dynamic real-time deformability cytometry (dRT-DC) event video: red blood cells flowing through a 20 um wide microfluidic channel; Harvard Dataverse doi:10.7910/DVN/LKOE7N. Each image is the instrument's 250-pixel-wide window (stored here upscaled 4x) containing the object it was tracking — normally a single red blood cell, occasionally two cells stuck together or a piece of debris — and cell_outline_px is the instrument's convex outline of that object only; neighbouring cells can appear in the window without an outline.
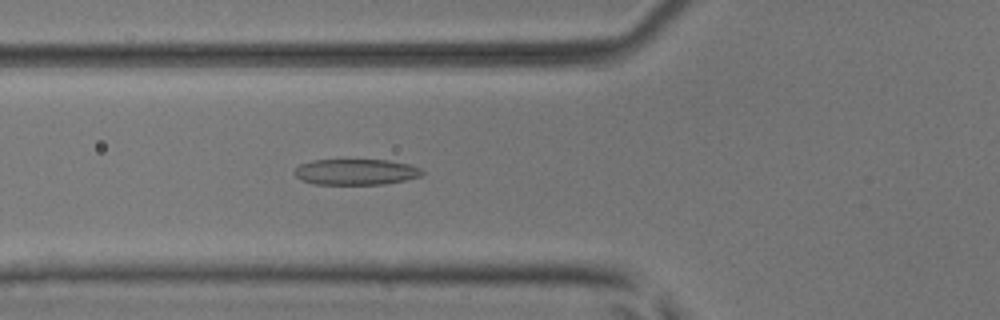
{"species": "common noctule bat (a hibernating species)", "species_latin": "Nyctalus noctula", "temperature_condition": "room temperature", "stored_images_in_passage": 53, "camera_frame_rate_fps": 3000, "um_per_image_px": 0.085, "animal": {"sex": "male", "body_mass_g": 17.9, "forearm_length_mm": 54.2}, "frame": {"image": 1, "passage_image": 20, "time_ms": 6.333, "image_size_px": [1000, 320], "cell_outline_px": [[424, 172], [420, 176], [404, 180], [384, 184], [312, 184], [300, 180], [296, 176], [296, 168], [300, 164], [312, 160], [388, 160], [408, 164], [420, 168]], "centroid_in_image_um": [30.23, 14.61], "position_along_channel_um": 95.6, "area_um2": 19.13}}
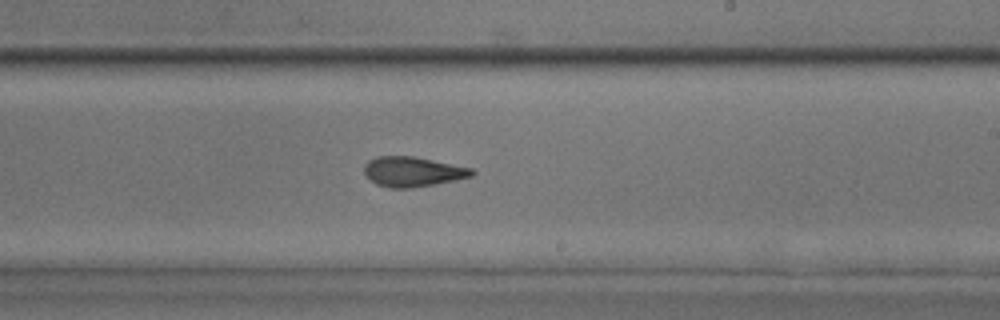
{"frame": {"image": 2, "passage_image": 32, "time_ms": 10.333, "image_size_px": [1000, 320], "cell_outline_px": [[476, 172], [472, 176], [412, 188], [392, 188], [376, 184], [364, 172], [364, 164], [368, 160], [376, 156], [412, 156], [472, 168]], "centroid_in_image_um": [35.05, 14.58], "position_along_channel_um": 254.0, "area_um2": 18.5}}
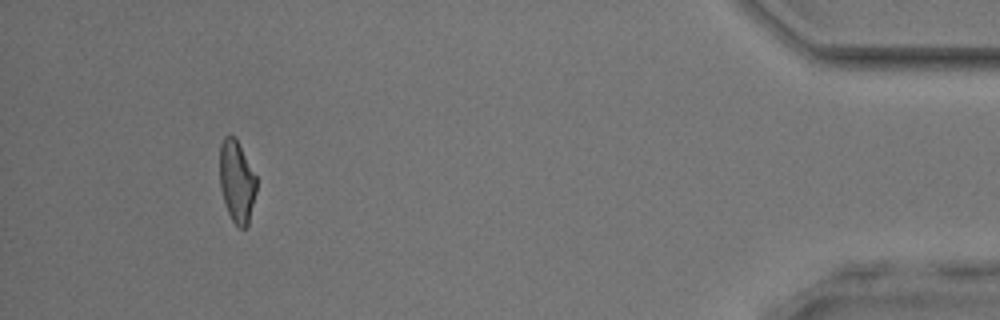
{"frame": {"image": 3, "passage_image": 49, "time_ms": 16.0, "image_size_px": [1000, 320], "cell_outline_px": [[256, 192], [248, 224], [244, 228], [240, 228], [232, 220], [228, 212], [220, 188], [220, 144], [224, 136], [236, 136], [256, 176]], "centroid_in_image_um": [20.13, 15.39], "position_along_channel_um": 415.1, "area_um2": 17.51}, "authors_computed_cell_mechanics": {"area_um2": 19.1896, "velocity_mm_per_s": 3.9656, "shape_relaxation_time_tau1_ms": 4.3372, "shape_relaxation_time_tau2_ms": 1.952, "deformation_change_tau1": 0.1421, "deformation_change_tau2": 0.108}}